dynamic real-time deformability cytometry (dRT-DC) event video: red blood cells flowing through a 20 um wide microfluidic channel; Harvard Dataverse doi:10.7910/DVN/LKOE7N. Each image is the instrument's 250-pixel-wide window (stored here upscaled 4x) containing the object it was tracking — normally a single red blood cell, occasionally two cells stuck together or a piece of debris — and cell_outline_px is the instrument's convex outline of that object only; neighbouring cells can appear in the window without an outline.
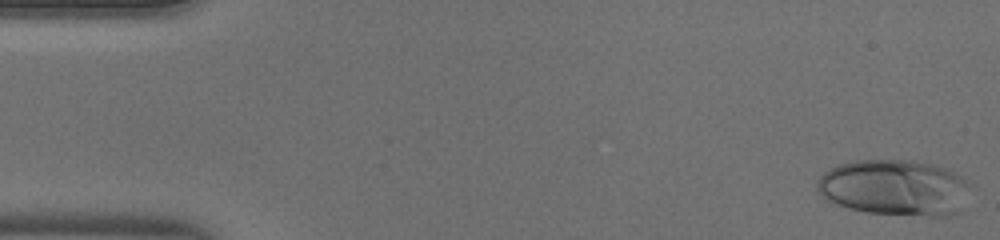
{"species": "human", "species_latin": "Homo sapiens", "temperature_condition": "warm", "stored_images_in_passage": 46, "camera_frame_rate_fps": 3000, "um_per_image_px": 0.085, "donor": {"sex": "male"}, "frame": {"image": 1, "passage_image": 1, "time_ms": 0.0, "image_size_px": [1000, 240], "cell_outline_px": [[976, 188], [960, 212], [948, 216], [932, 216], [868, 212], [848, 208], [836, 204], [828, 200], [816, 188], [816, 180], [824, 172], [840, 164], [852, 160], [904, 160], [932, 164], [948, 168], [976, 184]], "centroid_in_image_um": [76.18, 15.95], "position_along_channel_um": 8.8, "area_um2": 50.98}}
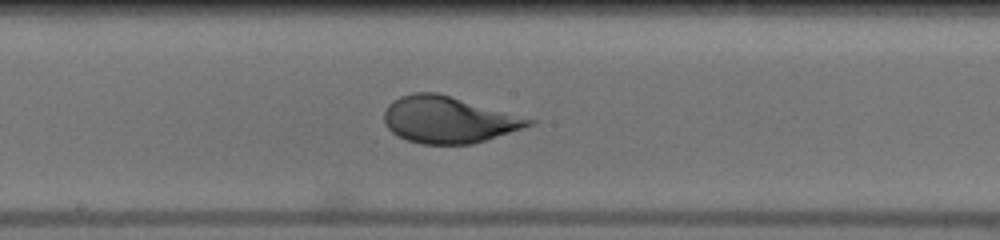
{"frame": {"image": 2, "passage_image": 24, "time_ms": 7.667, "image_size_px": [1000, 240], "cell_outline_px": [[536, 120], [532, 124], [472, 144], [420, 144], [408, 140], [392, 132], [384, 124], [384, 112], [388, 104], [392, 100], [400, 96], [412, 92], [436, 92]], "centroid_in_image_um": [38.03, 10.16], "position_along_channel_um": 210.2, "area_um2": 38.73}}
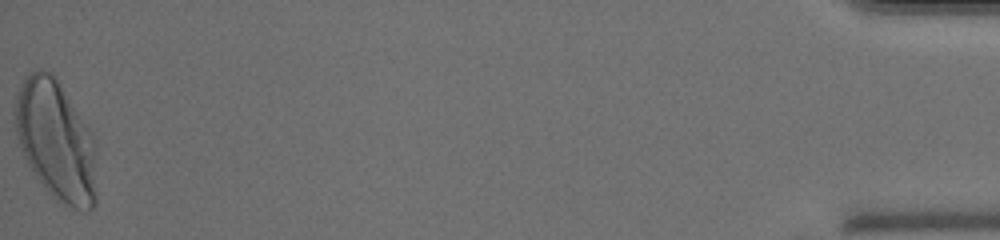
{"frame": {"image": 3, "passage_image": 46, "time_ms": 15.0, "image_size_px": [1000, 240], "cell_outline_px": [[96, 204], [88, 212], [80, 212], [56, 200], [52, 196], [36, 176], [20, 152], [16, 136], [12, 112], [16, 96], [24, 76], [28, 72], [40, 68], [44, 68], [56, 76], [92, 132], [96, 192]], "centroid_in_image_um": [4.71, 11.91], "position_along_channel_um": 430.5, "area_um2": 57.8}}